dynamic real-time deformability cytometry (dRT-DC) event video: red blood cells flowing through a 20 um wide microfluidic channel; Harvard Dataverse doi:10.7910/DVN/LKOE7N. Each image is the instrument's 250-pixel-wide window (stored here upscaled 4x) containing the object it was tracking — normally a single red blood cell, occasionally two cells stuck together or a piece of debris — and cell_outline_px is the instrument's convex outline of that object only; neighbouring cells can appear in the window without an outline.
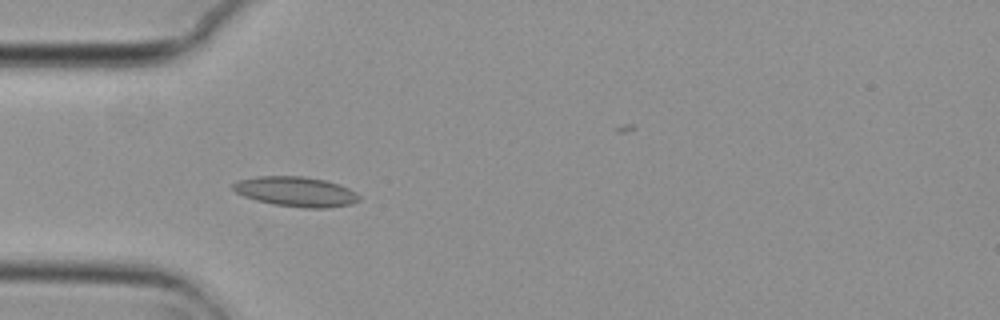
{"species": "common noctule bat (a hibernating species)", "species_latin": "Nyctalus noctula", "temperature_condition": "cold", "stored_images_in_passage": 10, "camera_frame_rate_fps": 3000, "um_per_image_px": 0.085, "animal": {"sex": "female", "body_mass_g": 29.2, "forearm_length_mm": 56.3}, "frame": {"image": 1, "passage_image": 5, "time_ms": 1.333, "image_size_px": [1000, 320], "cell_outline_px": [[360, 200], [352, 204], [328, 208], [304, 208], [272, 204], [256, 200], [244, 196], [236, 192], [232, 188], [232, 184], [236, 180], [256, 176], [304, 176], [324, 180], [340, 184], [356, 192], [360, 196]], "centroid_in_image_um": [25.15, 16.29], "position_along_channel_um": 59.8, "area_um2": 22.2}}
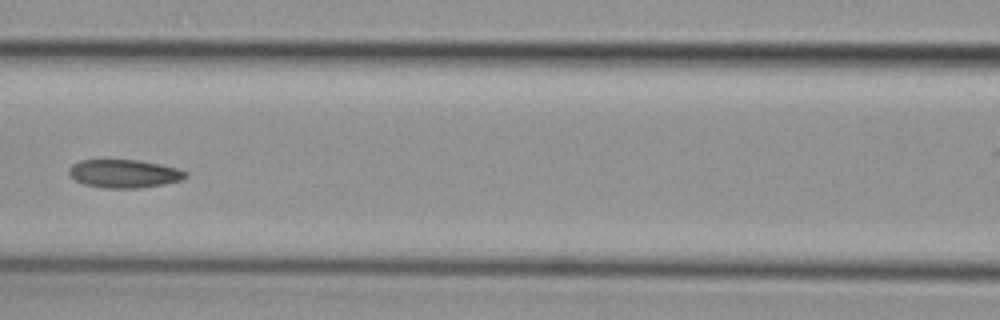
{"frame": {"image": 2, "passage_image": 7, "time_ms": 2.0, "image_size_px": [1000, 320], "cell_outline_px": [[188, 176], [180, 180], [164, 184], [140, 188], [104, 188], [84, 184], [68, 176], [68, 168], [72, 164], [80, 160], [140, 160], [180, 168], [188, 172]], "centroid_in_image_um": [10.56, 14.75], "position_along_channel_um": 156.0, "area_um2": 19.42}}
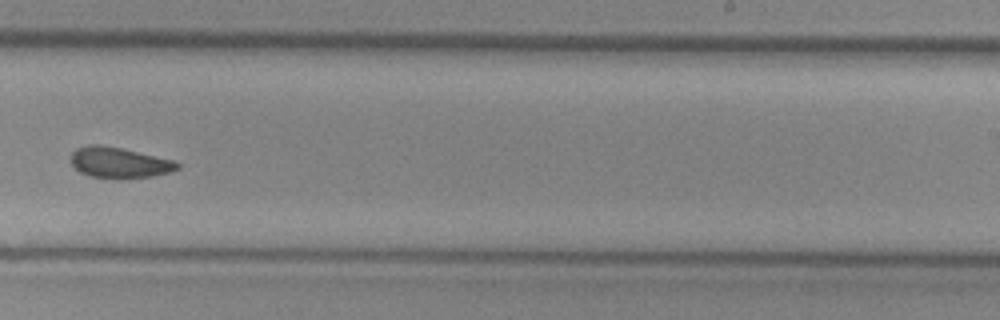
{"frame": {"image": 3, "passage_image": 10, "time_ms": 3.0, "image_size_px": [1000, 320], "cell_outline_px": [[180, 168], [168, 172], [152, 176], [120, 180], [88, 176], [80, 172], [72, 164], [72, 152], [76, 148], [88, 144], [100, 144], [120, 148], [176, 160], [180, 164]], "centroid_in_image_um": [10.14, 13.84], "position_along_channel_um": 278.9, "area_um2": 19.36}}